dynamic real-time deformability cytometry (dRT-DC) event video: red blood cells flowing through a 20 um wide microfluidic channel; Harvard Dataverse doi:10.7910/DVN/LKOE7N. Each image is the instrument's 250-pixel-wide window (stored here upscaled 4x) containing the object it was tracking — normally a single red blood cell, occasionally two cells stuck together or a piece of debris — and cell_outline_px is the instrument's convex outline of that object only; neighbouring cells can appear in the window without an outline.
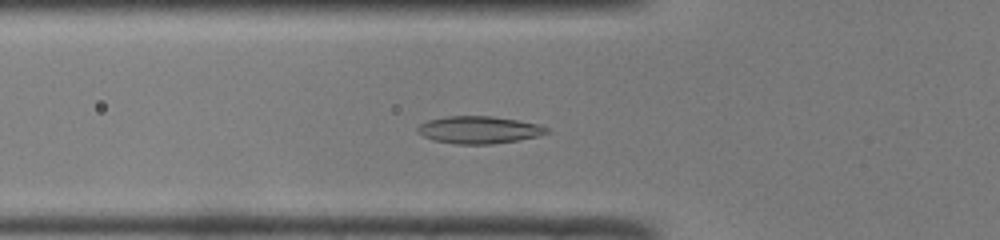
{"species": "common noctule bat (a hibernating species)", "species_latin": "Nyctalus noctula", "temperature_condition": "room temperature", "stored_images_in_passage": 39, "camera_frame_rate_fps": 3000, "um_per_image_px": 0.085, "animal": {"sex": "male", "body_mass_g": 19.0, "forearm_length_mm": 50.8}, "frame": {"image": 1, "passage_image": 13, "time_ms": 4.0, "image_size_px": [1000, 240], "cell_outline_px": [[552, 132], [536, 136], [516, 140], [492, 144], [456, 144], [432, 140], [416, 132], [416, 128], [420, 124], [428, 120], [444, 116], [492, 116], [540, 124], [548, 128]], "centroid_in_image_um": [40.69, 11.03], "position_along_channel_um": 85.1, "area_um2": 20.63}}
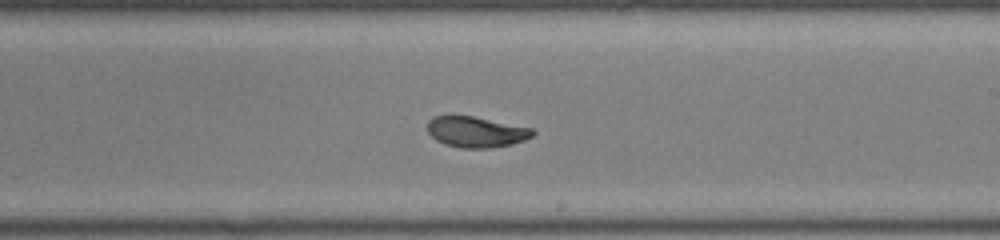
{"frame": {"image": 2, "passage_image": 25, "time_ms": 8.0, "image_size_px": [1000, 240], "cell_outline_px": [[536, 132], [532, 136], [524, 140], [512, 144], [492, 148], [460, 148], [444, 144], [436, 140], [428, 132], [428, 120], [432, 116], [472, 116], [532, 128]], "centroid_in_image_um": [40.46, 11.22], "position_along_channel_um": 248.5, "area_um2": 18.84}}
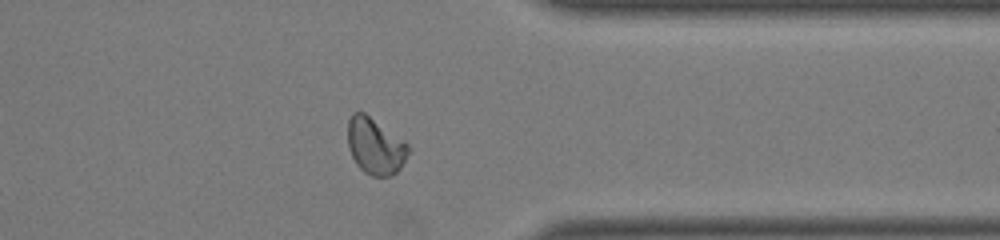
{"frame": {"image": 3, "passage_image": 35, "time_ms": 11.333, "image_size_px": [1000, 240], "cell_outline_px": [[408, 152], [400, 168], [392, 176], [372, 176], [364, 172], [356, 164], [348, 148], [348, 120], [352, 112], [364, 112], [404, 140], [408, 144]], "centroid_in_image_um": [31.87, 12.41], "position_along_channel_um": 379.5, "area_um2": 19.83}, "authors_computed_cell_mechanics": {"area_um2": 19.5942, "velocity_mm_per_s": 4.0923, "shape_relaxation_time_tau1_ms": 5.9806, "shape_relaxation_time_tau2_ms": null, "deformation_change_tau1": 0.1738, "deformation_change_tau2": null}}